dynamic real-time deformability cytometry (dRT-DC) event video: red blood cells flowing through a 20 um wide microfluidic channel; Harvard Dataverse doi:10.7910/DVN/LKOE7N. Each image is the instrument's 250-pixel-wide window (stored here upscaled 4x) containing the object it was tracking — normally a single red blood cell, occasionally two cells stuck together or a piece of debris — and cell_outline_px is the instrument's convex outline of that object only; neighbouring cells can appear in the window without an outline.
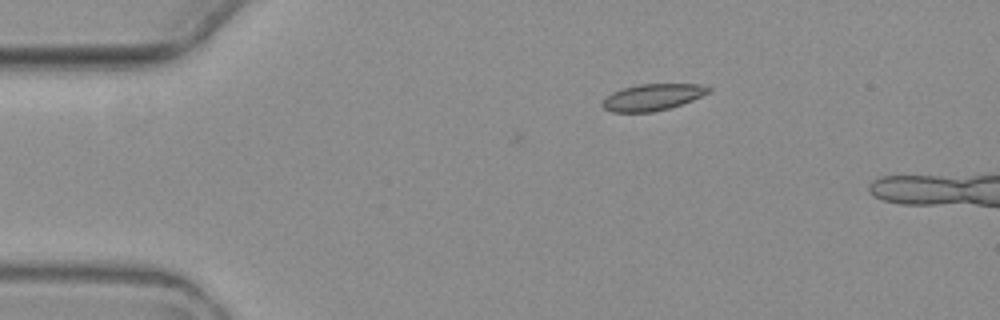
{"species": "common noctule bat (a hibernating species)", "species_latin": "Nyctalus noctula", "temperature_condition": "warm", "stored_images_in_passage": 5, "camera_frame_rate_fps": 3000, "um_per_image_px": 0.085, "animal": {"sex": "female", "body_mass_g": 19.3, "forearm_length_mm": 54.1}, "frame": {"image": 1, "passage_image": 5, "time_ms": 4.667, "image_size_px": [1000, 320], "cell_outline_px": [[712, 92], [692, 100], [668, 108], [652, 112], [612, 112], [604, 108], [600, 104], [612, 92], [624, 88], [640, 84], [700, 84], [712, 88]], "centroid_in_image_um": [55.49, 8.25], "position_along_channel_um": 29.5, "area_um2": 16.3}}